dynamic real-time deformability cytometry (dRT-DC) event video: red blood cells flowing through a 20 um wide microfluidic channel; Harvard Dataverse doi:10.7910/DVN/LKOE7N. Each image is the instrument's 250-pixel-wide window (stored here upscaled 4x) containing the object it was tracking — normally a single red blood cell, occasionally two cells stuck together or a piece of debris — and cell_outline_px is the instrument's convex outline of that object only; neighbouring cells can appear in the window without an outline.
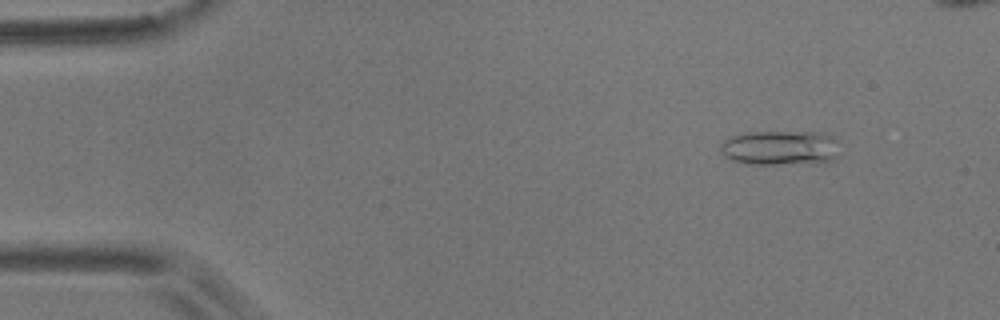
{"species": "common noctule bat (a hibernating species)", "species_latin": "Nyctalus noctula", "temperature_condition": "room temperature", "stored_images_in_passage": 6, "camera_frame_rate_fps": 3000, "um_per_image_px": 0.085, "animal": {"sex": "male", "body_mass_g": 17.9}, "frame": {"image": 1, "passage_image": 1, "time_ms": 0.0, "image_size_px": [1000, 320], "cell_outline_px": [[836, 156], [832, 160], [776, 164], [748, 164], [728, 160], [720, 152], [720, 144], [724, 140], [732, 136], [748, 132], [824, 132], [832, 140]], "centroid_in_image_um": [66.15, 12.56], "position_along_channel_um": 18.9, "area_um2": 23.52}}
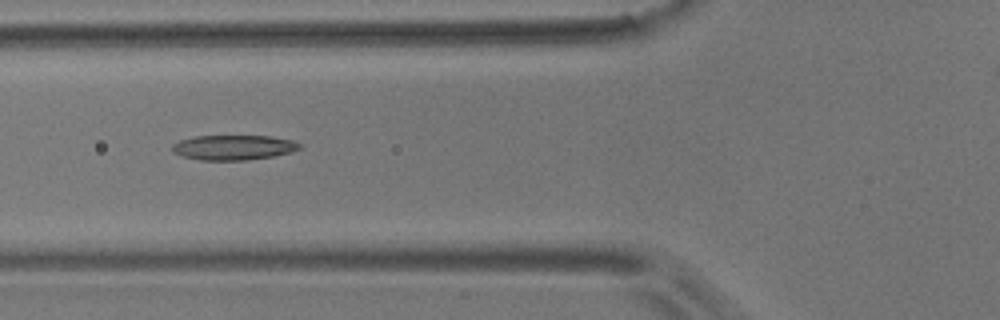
{"frame": {"image": 2, "passage_image": 5, "time_ms": 5.0, "image_size_px": [1000, 320], "cell_outline_px": [[304, 148], [292, 152], [272, 156], [248, 160], [200, 160], [184, 156], [172, 152], [172, 144], [180, 140], [192, 136], [272, 136], [292, 140], [304, 144]], "centroid_in_image_um": [19.9, 12.53], "position_along_channel_um": 105.9, "area_um2": 18.73}}
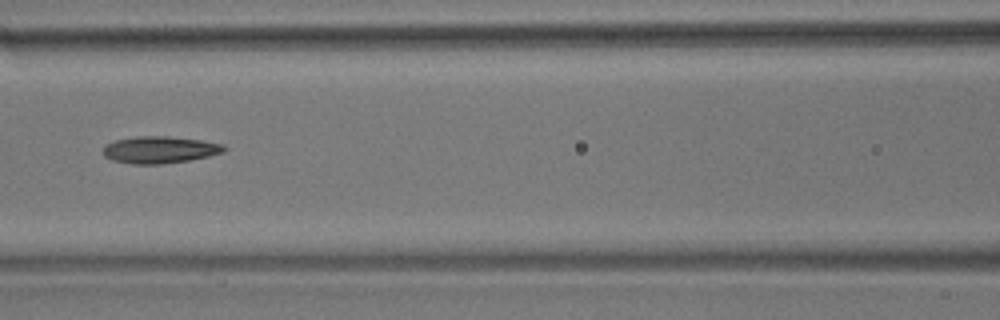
{"frame": {"image": 3, "passage_image": 6, "time_ms": 6.333, "image_size_px": [1000, 320], "cell_outline_px": [[228, 148], [224, 152], [208, 156], [188, 160], [164, 164], [132, 164], [112, 160], [104, 156], [104, 144], [116, 140], [136, 136], [168, 136], [200, 140], [224, 144]], "centroid_in_image_um": [13.59, 12.73], "position_along_channel_um": 153.0, "area_um2": 19.07}}